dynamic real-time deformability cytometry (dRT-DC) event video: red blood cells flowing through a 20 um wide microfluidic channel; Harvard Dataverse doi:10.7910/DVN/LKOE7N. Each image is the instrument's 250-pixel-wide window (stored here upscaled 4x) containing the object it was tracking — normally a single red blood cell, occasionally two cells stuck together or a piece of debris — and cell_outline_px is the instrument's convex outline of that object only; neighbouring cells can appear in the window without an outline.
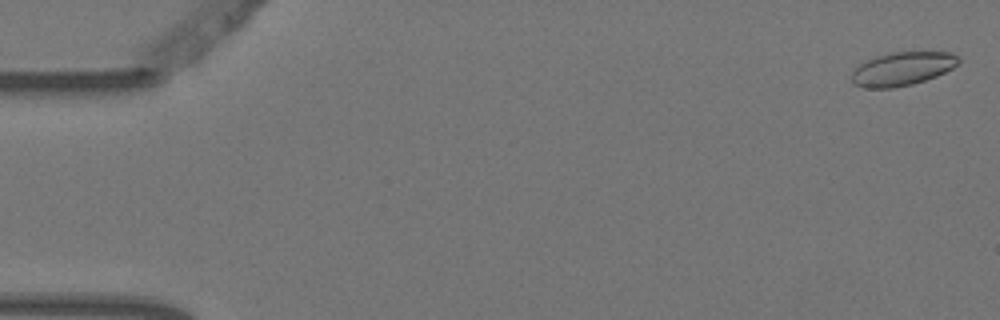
{"species": "Egyptian fruit bat (a non-hibernating species)", "species_latin": "Rousettus aegyptiacus", "temperature_condition": "warm", "stored_images_in_passage": 5, "camera_frame_rate_fps": 3000, "um_per_image_px": 0.085, "animal": {"sex": "female"}, "frame": {"image": 1, "passage_image": 1, "time_ms": 0.0, "image_size_px": [1000, 320], "cell_outline_px": [[960, 64], [936, 76], [912, 84], [892, 88], [868, 88], [852, 84], [852, 72], [860, 64], [876, 56], [888, 52], [952, 52], [960, 60]], "centroid_in_image_um": [76.7, 5.84], "position_along_channel_um": 8.3, "area_um2": 20.81}}